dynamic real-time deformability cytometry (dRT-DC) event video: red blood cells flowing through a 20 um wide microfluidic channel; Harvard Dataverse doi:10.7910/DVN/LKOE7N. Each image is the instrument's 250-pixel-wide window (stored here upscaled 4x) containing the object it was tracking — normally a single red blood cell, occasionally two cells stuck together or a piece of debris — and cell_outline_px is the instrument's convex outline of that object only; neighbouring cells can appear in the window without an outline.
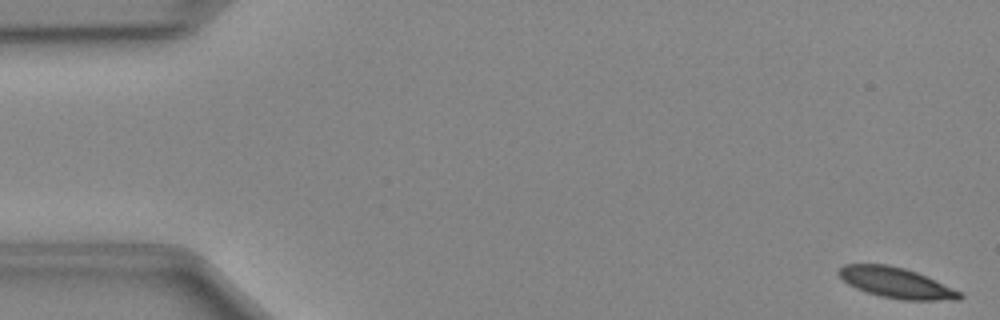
{"species": "Egyptian fruit bat (a non-hibernating species)", "species_latin": "Rousettus aegyptiacus", "temperature_condition": "cold", "stored_images_in_passage": 49, "camera_frame_rate_fps": 3000, "um_per_image_px": 0.085, "animal": {"sex": "female"}, "frame": {"image": 1, "passage_image": 1, "time_ms": 0.0, "image_size_px": [1000, 320], "cell_outline_px": [[964, 296], [960, 300], [900, 300], [880, 296], [856, 288], [848, 284], [836, 272], [844, 264], [888, 264], [904, 268], [916, 272], [960, 292]], "centroid_in_image_um": [76.15, 24.04], "position_along_channel_um": 8.8, "area_um2": 21.27}}
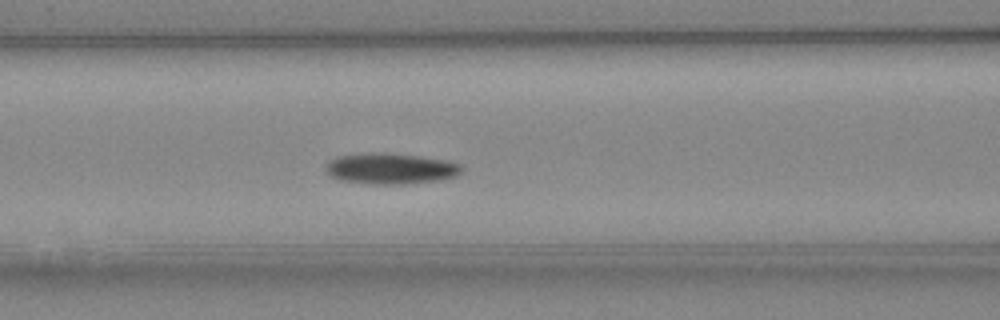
{"frame": {"image": 2, "passage_image": 20, "time_ms": 6.333, "image_size_px": [1000, 320], "cell_outline_px": [[464, 168], [456, 176], [436, 180], [404, 184], [368, 184], [340, 180], [332, 176], [324, 168], [336, 156], [376, 152], [388, 152], [416, 156], [440, 160], [460, 164]], "centroid_in_image_um": [33.17, 14.33], "position_along_channel_um": 133.4, "area_um2": 24.16}}
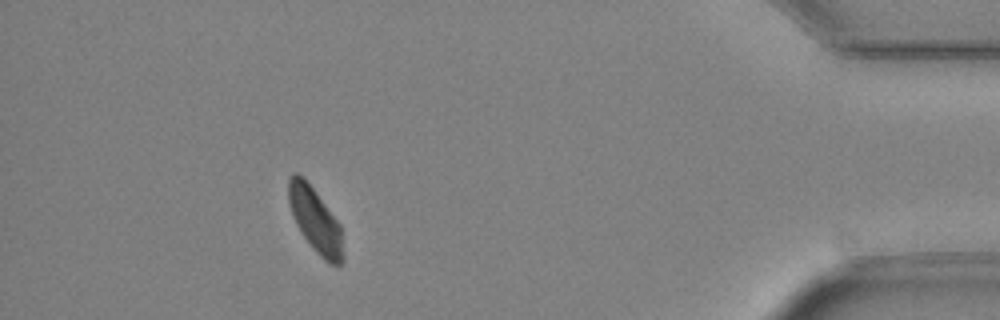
{"frame": {"image": 3, "passage_image": 44, "time_ms": 14.333, "image_size_px": [1000, 320], "cell_outline_px": [[344, 260], [340, 264], [328, 264], [316, 252], [304, 236], [296, 224], [288, 200], [288, 180], [292, 172], [296, 172], [304, 176], [340, 224], [344, 256]], "centroid_in_image_um": [26.8, 18.69], "position_along_channel_um": 408.4, "area_um2": 20.46}}